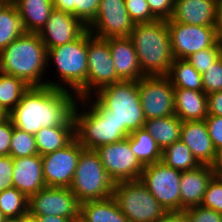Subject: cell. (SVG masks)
<instances>
[{
	"instance_id": "obj_3",
	"label": "cell",
	"mask_w": 222,
	"mask_h": 222,
	"mask_svg": "<svg viewBox=\"0 0 222 222\" xmlns=\"http://www.w3.org/2000/svg\"><path fill=\"white\" fill-rule=\"evenodd\" d=\"M47 50L38 33L25 32L0 52V71L30 87L47 86Z\"/></svg>"
},
{
	"instance_id": "obj_54",
	"label": "cell",
	"mask_w": 222,
	"mask_h": 222,
	"mask_svg": "<svg viewBox=\"0 0 222 222\" xmlns=\"http://www.w3.org/2000/svg\"><path fill=\"white\" fill-rule=\"evenodd\" d=\"M4 220H5V217L0 210V222H4Z\"/></svg>"
},
{
	"instance_id": "obj_21",
	"label": "cell",
	"mask_w": 222,
	"mask_h": 222,
	"mask_svg": "<svg viewBox=\"0 0 222 222\" xmlns=\"http://www.w3.org/2000/svg\"><path fill=\"white\" fill-rule=\"evenodd\" d=\"M180 141L189 147L200 165H212L216 150L204 120L182 122Z\"/></svg>"
},
{
	"instance_id": "obj_47",
	"label": "cell",
	"mask_w": 222,
	"mask_h": 222,
	"mask_svg": "<svg viewBox=\"0 0 222 222\" xmlns=\"http://www.w3.org/2000/svg\"><path fill=\"white\" fill-rule=\"evenodd\" d=\"M211 167L215 176L222 178V148L216 151L215 160Z\"/></svg>"
},
{
	"instance_id": "obj_45",
	"label": "cell",
	"mask_w": 222,
	"mask_h": 222,
	"mask_svg": "<svg viewBox=\"0 0 222 222\" xmlns=\"http://www.w3.org/2000/svg\"><path fill=\"white\" fill-rule=\"evenodd\" d=\"M208 115L222 116V91L207 95Z\"/></svg>"
},
{
	"instance_id": "obj_11",
	"label": "cell",
	"mask_w": 222,
	"mask_h": 222,
	"mask_svg": "<svg viewBox=\"0 0 222 222\" xmlns=\"http://www.w3.org/2000/svg\"><path fill=\"white\" fill-rule=\"evenodd\" d=\"M138 91L146 120L175 115L174 87L167 76L142 77Z\"/></svg>"
},
{
	"instance_id": "obj_19",
	"label": "cell",
	"mask_w": 222,
	"mask_h": 222,
	"mask_svg": "<svg viewBox=\"0 0 222 222\" xmlns=\"http://www.w3.org/2000/svg\"><path fill=\"white\" fill-rule=\"evenodd\" d=\"M218 0H175L174 12L167 22L216 26Z\"/></svg>"
},
{
	"instance_id": "obj_35",
	"label": "cell",
	"mask_w": 222,
	"mask_h": 222,
	"mask_svg": "<svg viewBox=\"0 0 222 222\" xmlns=\"http://www.w3.org/2000/svg\"><path fill=\"white\" fill-rule=\"evenodd\" d=\"M36 154L39 153L36 147L35 135L14 127L9 156L20 158Z\"/></svg>"
},
{
	"instance_id": "obj_27",
	"label": "cell",
	"mask_w": 222,
	"mask_h": 222,
	"mask_svg": "<svg viewBox=\"0 0 222 222\" xmlns=\"http://www.w3.org/2000/svg\"><path fill=\"white\" fill-rule=\"evenodd\" d=\"M182 121L176 115L151 118L145 121L144 129L155 139L161 150L180 140Z\"/></svg>"
},
{
	"instance_id": "obj_18",
	"label": "cell",
	"mask_w": 222,
	"mask_h": 222,
	"mask_svg": "<svg viewBox=\"0 0 222 222\" xmlns=\"http://www.w3.org/2000/svg\"><path fill=\"white\" fill-rule=\"evenodd\" d=\"M108 42L117 76L121 81H138L144 74L130 37H111Z\"/></svg>"
},
{
	"instance_id": "obj_55",
	"label": "cell",
	"mask_w": 222,
	"mask_h": 222,
	"mask_svg": "<svg viewBox=\"0 0 222 222\" xmlns=\"http://www.w3.org/2000/svg\"><path fill=\"white\" fill-rule=\"evenodd\" d=\"M73 222H85L82 218H77L75 220H73Z\"/></svg>"
},
{
	"instance_id": "obj_46",
	"label": "cell",
	"mask_w": 222,
	"mask_h": 222,
	"mask_svg": "<svg viewBox=\"0 0 222 222\" xmlns=\"http://www.w3.org/2000/svg\"><path fill=\"white\" fill-rule=\"evenodd\" d=\"M157 222H189V218L185 210L167 211V213Z\"/></svg>"
},
{
	"instance_id": "obj_37",
	"label": "cell",
	"mask_w": 222,
	"mask_h": 222,
	"mask_svg": "<svg viewBox=\"0 0 222 222\" xmlns=\"http://www.w3.org/2000/svg\"><path fill=\"white\" fill-rule=\"evenodd\" d=\"M203 92L222 91V55L202 74Z\"/></svg>"
},
{
	"instance_id": "obj_2",
	"label": "cell",
	"mask_w": 222,
	"mask_h": 222,
	"mask_svg": "<svg viewBox=\"0 0 222 222\" xmlns=\"http://www.w3.org/2000/svg\"><path fill=\"white\" fill-rule=\"evenodd\" d=\"M73 118L75 138L84 149L95 150L121 141L130 134L93 95L78 98Z\"/></svg>"
},
{
	"instance_id": "obj_34",
	"label": "cell",
	"mask_w": 222,
	"mask_h": 222,
	"mask_svg": "<svg viewBox=\"0 0 222 222\" xmlns=\"http://www.w3.org/2000/svg\"><path fill=\"white\" fill-rule=\"evenodd\" d=\"M29 198L15 187L0 192V210L5 218H16L28 212Z\"/></svg>"
},
{
	"instance_id": "obj_36",
	"label": "cell",
	"mask_w": 222,
	"mask_h": 222,
	"mask_svg": "<svg viewBox=\"0 0 222 222\" xmlns=\"http://www.w3.org/2000/svg\"><path fill=\"white\" fill-rule=\"evenodd\" d=\"M221 55L222 44L218 41L213 47L195 52L186 58V61H188L196 71L203 74Z\"/></svg>"
},
{
	"instance_id": "obj_14",
	"label": "cell",
	"mask_w": 222,
	"mask_h": 222,
	"mask_svg": "<svg viewBox=\"0 0 222 222\" xmlns=\"http://www.w3.org/2000/svg\"><path fill=\"white\" fill-rule=\"evenodd\" d=\"M134 26L125 0H100L96 16L87 28L94 37L107 39L129 37Z\"/></svg>"
},
{
	"instance_id": "obj_31",
	"label": "cell",
	"mask_w": 222,
	"mask_h": 222,
	"mask_svg": "<svg viewBox=\"0 0 222 222\" xmlns=\"http://www.w3.org/2000/svg\"><path fill=\"white\" fill-rule=\"evenodd\" d=\"M29 88L22 79L0 71V107L10 114Z\"/></svg>"
},
{
	"instance_id": "obj_5",
	"label": "cell",
	"mask_w": 222,
	"mask_h": 222,
	"mask_svg": "<svg viewBox=\"0 0 222 222\" xmlns=\"http://www.w3.org/2000/svg\"><path fill=\"white\" fill-rule=\"evenodd\" d=\"M129 37L144 76H167L174 61L167 20L135 24Z\"/></svg>"
},
{
	"instance_id": "obj_52",
	"label": "cell",
	"mask_w": 222,
	"mask_h": 222,
	"mask_svg": "<svg viewBox=\"0 0 222 222\" xmlns=\"http://www.w3.org/2000/svg\"><path fill=\"white\" fill-rule=\"evenodd\" d=\"M4 222H21V216L16 218H5Z\"/></svg>"
},
{
	"instance_id": "obj_49",
	"label": "cell",
	"mask_w": 222,
	"mask_h": 222,
	"mask_svg": "<svg viewBox=\"0 0 222 222\" xmlns=\"http://www.w3.org/2000/svg\"><path fill=\"white\" fill-rule=\"evenodd\" d=\"M36 219L37 222H73L72 219L52 215L37 216Z\"/></svg>"
},
{
	"instance_id": "obj_28",
	"label": "cell",
	"mask_w": 222,
	"mask_h": 222,
	"mask_svg": "<svg viewBox=\"0 0 222 222\" xmlns=\"http://www.w3.org/2000/svg\"><path fill=\"white\" fill-rule=\"evenodd\" d=\"M129 137L131 150L143 166L161 161L162 150L147 130L140 128Z\"/></svg>"
},
{
	"instance_id": "obj_30",
	"label": "cell",
	"mask_w": 222,
	"mask_h": 222,
	"mask_svg": "<svg viewBox=\"0 0 222 222\" xmlns=\"http://www.w3.org/2000/svg\"><path fill=\"white\" fill-rule=\"evenodd\" d=\"M25 32L18 10L10 0L0 10V52Z\"/></svg>"
},
{
	"instance_id": "obj_48",
	"label": "cell",
	"mask_w": 222,
	"mask_h": 222,
	"mask_svg": "<svg viewBox=\"0 0 222 222\" xmlns=\"http://www.w3.org/2000/svg\"><path fill=\"white\" fill-rule=\"evenodd\" d=\"M216 30L218 41L222 44V0L217 1Z\"/></svg>"
},
{
	"instance_id": "obj_39",
	"label": "cell",
	"mask_w": 222,
	"mask_h": 222,
	"mask_svg": "<svg viewBox=\"0 0 222 222\" xmlns=\"http://www.w3.org/2000/svg\"><path fill=\"white\" fill-rule=\"evenodd\" d=\"M127 13L135 24L151 23L158 19L151 13L146 0H125Z\"/></svg>"
},
{
	"instance_id": "obj_29",
	"label": "cell",
	"mask_w": 222,
	"mask_h": 222,
	"mask_svg": "<svg viewBox=\"0 0 222 222\" xmlns=\"http://www.w3.org/2000/svg\"><path fill=\"white\" fill-rule=\"evenodd\" d=\"M167 77L174 89L203 91L202 74L196 71L186 59H174Z\"/></svg>"
},
{
	"instance_id": "obj_50",
	"label": "cell",
	"mask_w": 222,
	"mask_h": 222,
	"mask_svg": "<svg viewBox=\"0 0 222 222\" xmlns=\"http://www.w3.org/2000/svg\"><path fill=\"white\" fill-rule=\"evenodd\" d=\"M21 222H37L36 217L29 211L21 215Z\"/></svg>"
},
{
	"instance_id": "obj_25",
	"label": "cell",
	"mask_w": 222,
	"mask_h": 222,
	"mask_svg": "<svg viewBox=\"0 0 222 222\" xmlns=\"http://www.w3.org/2000/svg\"><path fill=\"white\" fill-rule=\"evenodd\" d=\"M80 218L85 222H129L113 196L82 202Z\"/></svg>"
},
{
	"instance_id": "obj_24",
	"label": "cell",
	"mask_w": 222,
	"mask_h": 222,
	"mask_svg": "<svg viewBox=\"0 0 222 222\" xmlns=\"http://www.w3.org/2000/svg\"><path fill=\"white\" fill-rule=\"evenodd\" d=\"M26 32L39 33L54 9L53 0H11Z\"/></svg>"
},
{
	"instance_id": "obj_22",
	"label": "cell",
	"mask_w": 222,
	"mask_h": 222,
	"mask_svg": "<svg viewBox=\"0 0 222 222\" xmlns=\"http://www.w3.org/2000/svg\"><path fill=\"white\" fill-rule=\"evenodd\" d=\"M215 176L212 167L199 165L197 168L181 172V210L199 206L207 187Z\"/></svg>"
},
{
	"instance_id": "obj_15",
	"label": "cell",
	"mask_w": 222,
	"mask_h": 222,
	"mask_svg": "<svg viewBox=\"0 0 222 222\" xmlns=\"http://www.w3.org/2000/svg\"><path fill=\"white\" fill-rule=\"evenodd\" d=\"M167 23L174 59H186L195 52L213 47L218 42L216 26Z\"/></svg>"
},
{
	"instance_id": "obj_38",
	"label": "cell",
	"mask_w": 222,
	"mask_h": 222,
	"mask_svg": "<svg viewBox=\"0 0 222 222\" xmlns=\"http://www.w3.org/2000/svg\"><path fill=\"white\" fill-rule=\"evenodd\" d=\"M200 205L222 214V178H212Z\"/></svg>"
},
{
	"instance_id": "obj_51",
	"label": "cell",
	"mask_w": 222,
	"mask_h": 222,
	"mask_svg": "<svg viewBox=\"0 0 222 222\" xmlns=\"http://www.w3.org/2000/svg\"><path fill=\"white\" fill-rule=\"evenodd\" d=\"M9 117V113H7L2 107H0V122L6 120Z\"/></svg>"
},
{
	"instance_id": "obj_23",
	"label": "cell",
	"mask_w": 222,
	"mask_h": 222,
	"mask_svg": "<svg viewBox=\"0 0 222 222\" xmlns=\"http://www.w3.org/2000/svg\"><path fill=\"white\" fill-rule=\"evenodd\" d=\"M175 115L182 121H202L208 116L207 94L190 89H174Z\"/></svg>"
},
{
	"instance_id": "obj_33",
	"label": "cell",
	"mask_w": 222,
	"mask_h": 222,
	"mask_svg": "<svg viewBox=\"0 0 222 222\" xmlns=\"http://www.w3.org/2000/svg\"><path fill=\"white\" fill-rule=\"evenodd\" d=\"M100 0H53L54 8L71 13L88 26L95 18Z\"/></svg>"
},
{
	"instance_id": "obj_16",
	"label": "cell",
	"mask_w": 222,
	"mask_h": 222,
	"mask_svg": "<svg viewBox=\"0 0 222 222\" xmlns=\"http://www.w3.org/2000/svg\"><path fill=\"white\" fill-rule=\"evenodd\" d=\"M83 149L74 138L64 148L41 156L46 187L70 188Z\"/></svg>"
},
{
	"instance_id": "obj_4",
	"label": "cell",
	"mask_w": 222,
	"mask_h": 222,
	"mask_svg": "<svg viewBox=\"0 0 222 222\" xmlns=\"http://www.w3.org/2000/svg\"><path fill=\"white\" fill-rule=\"evenodd\" d=\"M87 49L88 29L78 39L48 49L47 67L54 63L58 79H48L47 86L72 91L78 98L87 97Z\"/></svg>"
},
{
	"instance_id": "obj_10",
	"label": "cell",
	"mask_w": 222,
	"mask_h": 222,
	"mask_svg": "<svg viewBox=\"0 0 222 222\" xmlns=\"http://www.w3.org/2000/svg\"><path fill=\"white\" fill-rule=\"evenodd\" d=\"M109 177L115 182L140 180L144 166L130 147V137L95 149Z\"/></svg>"
},
{
	"instance_id": "obj_13",
	"label": "cell",
	"mask_w": 222,
	"mask_h": 222,
	"mask_svg": "<svg viewBox=\"0 0 222 222\" xmlns=\"http://www.w3.org/2000/svg\"><path fill=\"white\" fill-rule=\"evenodd\" d=\"M28 202V211L35 217L52 215L72 220L80 218L81 202L70 188L45 187L32 194Z\"/></svg>"
},
{
	"instance_id": "obj_17",
	"label": "cell",
	"mask_w": 222,
	"mask_h": 222,
	"mask_svg": "<svg viewBox=\"0 0 222 222\" xmlns=\"http://www.w3.org/2000/svg\"><path fill=\"white\" fill-rule=\"evenodd\" d=\"M87 29V26L71 13L54 8L38 34L48 50L78 39Z\"/></svg>"
},
{
	"instance_id": "obj_44",
	"label": "cell",
	"mask_w": 222,
	"mask_h": 222,
	"mask_svg": "<svg viewBox=\"0 0 222 222\" xmlns=\"http://www.w3.org/2000/svg\"><path fill=\"white\" fill-rule=\"evenodd\" d=\"M14 125L10 117L0 122V156H9Z\"/></svg>"
},
{
	"instance_id": "obj_42",
	"label": "cell",
	"mask_w": 222,
	"mask_h": 222,
	"mask_svg": "<svg viewBox=\"0 0 222 222\" xmlns=\"http://www.w3.org/2000/svg\"><path fill=\"white\" fill-rule=\"evenodd\" d=\"M204 121L212 144L217 151L222 148V116L208 115Z\"/></svg>"
},
{
	"instance_id": "obj_26",
	"label": "cell",
	"mask_w": 222,
	"mask_h": 222,
	"mask_svg": "<svg viewBox=\"0 0 222 222\" xmlns=\"http://www.w3.org/2000/svg\"><path fill=\"white\" fill-rule=\"evenodd\" d=\"M74 138L75 125L42 127L35 134L36 147L40 156H44L64 148Z\"/></svg>"
},
{
	"instance_id": "obj_43",
	"label": "cell",
	"mask_w": 222,
	"mask_h": 222,
	"mask_svg": "<svg viewBox=\"0 0 222 222\" xmlns=\"http://www.w3.org/2000/svg\"><path fill=\"white\" fill-rule=\"evenodd\" d=\"M13 158L0 156V192L13 187Z\"/></svg>"
},
{
	"instance_id": "obj_12",
	"label": "cell",
	"mask_w": 222,
	"mask_h": 222,
	"mask_svg": "<svg viewBox=\"0 0 222 222\" xmlns=\"http://www.w3.org/2000/svg\"><path fill=\"white\" fill-rule=\"evenodd\" d=\"M87 96H92L100 88L121 82L115 70L108 42L94 37L88 30Z\"/></svg>"
},
{
	"instance_id": "obj_9",
	"label": "cell",
	"mask_w": 222,
	"mask_h": 222,
	"mask_svg": "<svg viewBox=\"0 0 222 222\" xmlns=\"http://www.w3.org/2000/svg\"><path fill=\"white\" fill-rule=\"evenodd\" d=\"M181 172L159 161L144 166L140 181L166 211H181Z\"/></svg>"
},
{
	"instance_id": "obj_6",
	"label": "cell",
	"mask_w": 222,
	"mask_h": 222,
	"mask_svg": "<svg viewBox=\"0 0 222 222\" xmlns=\"http://www.w3.org/2000/svg\"><path fill=\"white\" fill-rule=\"evenodd\" d=\"M92 95L129 133L144 127L146 118L140 102L138 81L110 84Z\"/></svg>"
},
{
	"instance_id": "obj_8",
	"label": "cell",
	"mask_w": 222,
	"mask_h": 222,
	"mask_svg": "<svg viewBox=\"0 0 222 222\" xmlns=\"http://www.w3.org/2000/svg\"><path fill=\"white\" fill-rule=\"evenodd\" d=\"M113 197L129 222H157L167 213L140 180L115 183Z\"/></svg>"
},
{
	"instance_id": "obj_7",
	"label": "cell",
	"mask_w": 222,
	"mask_h": 222,
	"mask_svg": "<svg viewBox=\"0 0 222 222\" xmlns=\"http://www.w3.org/2000/svg\"><path fill=\"white\" fill-rule=\"evenodd\" d=\"M114 184L98 153L92 149H83L70 186L78 200L82 203L109 198L113 196Z\"/></svg>"
},
{
	"instance_id": "obj_53",
	"label": "cell",
	"mask_w": 222,
	"mask_h": 222,
	"mask_svg": "<svg viewBox=\"0 0 222 222\" xmlns=\"http://www.w3.org/2000/svg\"><path fill=\"white\" fill-rule=\"evenodd\" d=\"M10 0H0V10L9 2Z\"/></svg>"
},
{
	"instance_id": "obj_1",
	"label": "cell",
	"mask_w": 222,
	"mask_h": 222,
	"mask_svg": "<svg viewBox=\"0 0 222 222\" xmlns=\"http://www.w3.org/2000/svg\"><path fill=\"white\" fill-rule=\"evenodd\" d=\"M76 93L50 86L30 87L9 117L14 127L36 134L42 127L75 125Z\"/></svg>"
},
{
	"instance_id": "obj_32",
	"label": "cell",
	"mask_w": 222,
	"mask_h": 222,
	"mask_svg": "<svg viewBox=\"0 0 222 222\" xmlns=\"http://www.w3.org/2000/svg\"><path fill=\"white\" fill-rule=\"evenodd\" d=\"M161 161L180 171L192 170L200 165L189 147L180 140L162 150Z\"/></svg>"
},
{
	"instance_id": "obj_41",
	"label": "cell",
	"mask_w": 222,
	"mask_h": 222,
	"mask_svg": "<svg viewBox=\"0 0 222 222\" xmlns=\"http://www.w3.org/2000/svg\"><path fill=\"white\" fill-rule=\"evenodd\" d=\"M151 13L158 20L171 19L174 12L175 0H146Z\"/></svg>"
},
{
	"instance_id": "obj_40",
	"label": "cell",
	"mask_w": 222,
	"mask_h": 222,
	"mask_svg": "<svg viewBox=\"0 0 222 222\" xmlns=\"http://www.w3.org/2000/svg\"><path fill=\"white\" fill-rule=\"evenodd\" d=\"M189 222H222V214L201 205L185 209Z\"/></svg>"
},
{
	"instance_id": "obj_20",
	"label": "cell",
	"mask_w": 222,
	"mask_h": 222,
	"mask_svg": "<svg viewBox=\"0 0 222 222\" xmlns=\"http://www.w3.org/2000/svg\"><path fill=\"white\" fill-rule=\"evenodd\" d=\"M13 187L28 198L46 187L39 154L13 158Z\"/></svg>"
}]
</instances>
